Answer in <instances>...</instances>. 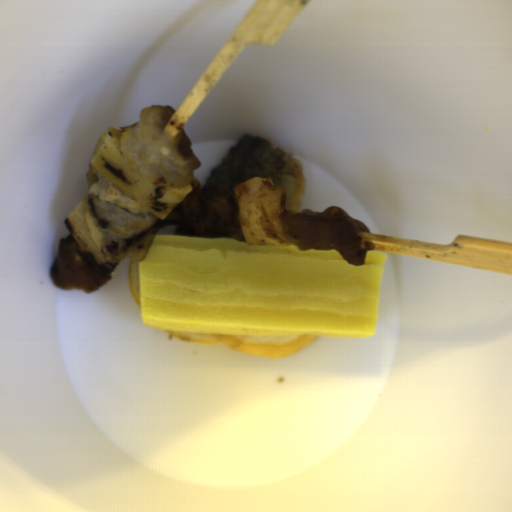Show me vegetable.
Returning <instances> with one entry per match:
<instances>
[{
  "mask_svg": "<svg viewBox=\"0 0 512 512\" xmlns=\"http://www.w3.org/2000/svg\"><path fill=\"white\" fill-rule=\"evenodd\" d=\"M122 131L110 126L98 139L90 156V164L128 198L165 223L178 222V205L184 197L201 188L192 176L183 187L156 185L125 161L120 138Z\"/></svg>",
  "mask_w": 512,
  "mask_h": 512,
  "instance_id": "vegetable-1",
  "label": "vegetable"
},
{
  "mask_svg": "<svg viewBox=\"0 0 512 512\" xmlns=\"http://www.w3.org/2000/svg\"><path fill=\"white\" fill-rule=\"evenodd\" d=\"M238 203L242 235L248 244L289 246L281 215L286 213L287 196L272 179L249 178L233 190Z\"/></svg>",
  "mask_w": 512,
  "mask_h": 512,
  "instance_id": "vegetable-2",
  "label": "vegetable"
},
{
  "mask_svg": "<svg viewBox=\"0 0 512 512\" xmlns=\"http://www.w3.org/2000/svg\"><path fill=\"white\" fill-rule=\"evenodd\" d=\"M64 226L79 252L92 263L96 272L102 278L110 275L120 264L121 260H107L102 256L87 222L86 197L80 201L69 217L64 220Z\"/></svg>",
  "mask_w": 512,
  "mask_h": 512,
  "instance_id": "vegetable-3",
  "label": "vegetable"
}]
</instances>
